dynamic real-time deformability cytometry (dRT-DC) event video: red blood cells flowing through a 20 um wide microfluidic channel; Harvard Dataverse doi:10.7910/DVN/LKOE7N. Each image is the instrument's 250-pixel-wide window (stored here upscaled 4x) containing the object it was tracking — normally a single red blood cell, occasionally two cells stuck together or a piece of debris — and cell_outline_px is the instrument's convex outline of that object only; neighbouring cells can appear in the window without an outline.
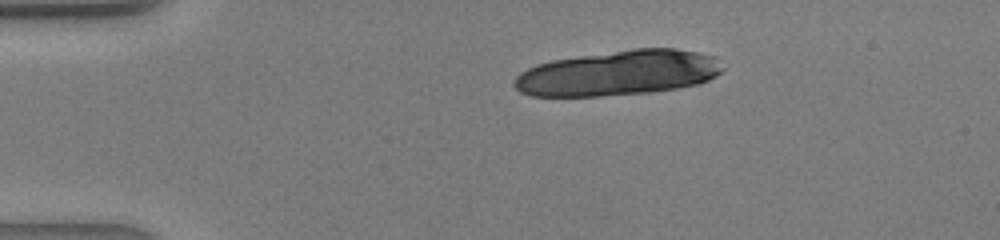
{"species": "human", "species_latin": "Homo sapiens", "temperature_condition": "warm", "stored_images_in_passage": 8, "camera_frame_rate_fps": 3000, "um_per_image_px": 0.085, "donor": {"sex": "male"}, "frame": {"image": 1, "passage_image": 1, "time_ms": 0.0, "image_size_px": [1000, 240], "cell_outline_px": [[724, 68], [716, 76], [708, 80], [696, 84], [676, 88], [652, 92], [600, 96], [532, 96], [520, 92], [512, 84], [512, 80], [520, 72], [536, 64], [552, 60], [632, 48], [676, 48], [696, 52], [712, 56]], "centroid_in_image_um": [52.51, 6.2], "position_along_channel_um": 32.5, "area_um2": 54.79}}